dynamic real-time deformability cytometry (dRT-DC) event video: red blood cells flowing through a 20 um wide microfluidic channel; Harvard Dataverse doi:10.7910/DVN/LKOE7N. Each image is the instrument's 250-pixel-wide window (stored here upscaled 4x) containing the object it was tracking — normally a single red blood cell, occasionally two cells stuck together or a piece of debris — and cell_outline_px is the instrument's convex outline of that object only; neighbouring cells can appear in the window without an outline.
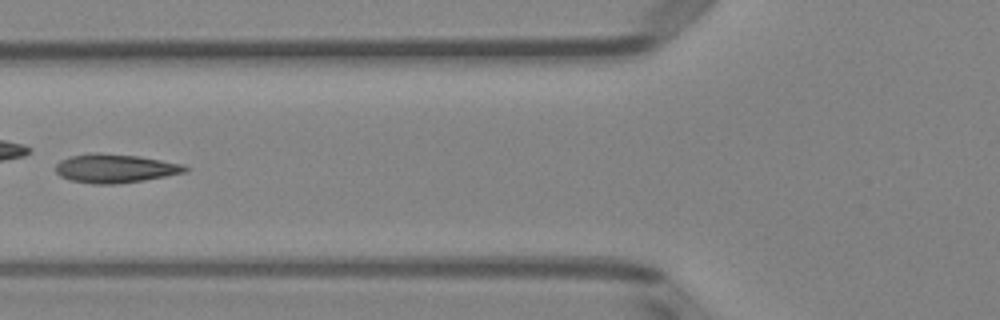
{"species": "Egyptian fruit bat (a non-hibernating species)", "species_latin": "Rousettus aegyptiacus", "temperature_condition": "room temperature", "stored_images_in_passage": 5, "camera_frame_rate_fps": 3000, "um_per_image_px": 0.085, "animal": {"sex": "female"}, "frame": {"image": 1, "passage_image": 4, "time_ms": 3.667, "image_size_px": [1000, 320], "cell_outline_px": [[188, 172], [144, 180], [116, 184], [92, 184], [68, 180], [60, 176], [56, 172], [56, 164], [60, 160], [68, 156], [92, 152], [96, 152], [136, 156], [184, 164], [188, 168]], "centroid_in_image_um": [9.75, 14.31], "position_along_channel_um": 116.1, "area_um2": 21.85}}
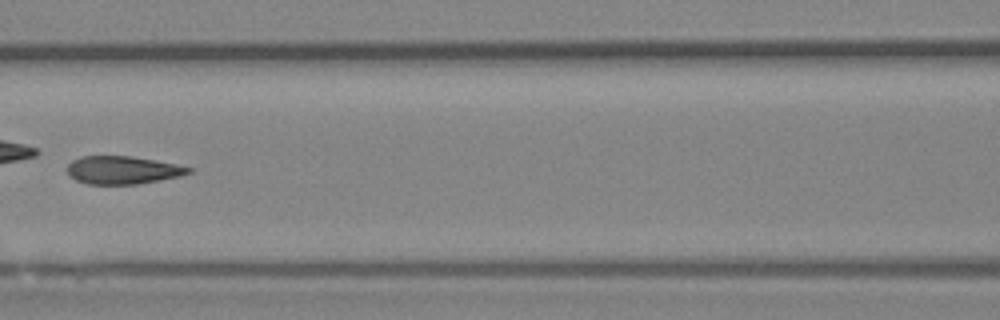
{"frame": {"image": 2, "passage_image": 5, "time_ms": 4.667, "image_size_px": [1000, 320], "cell_outline_px": [[192, 172], [180, 176], [160, 180], [136, 184], [88, 184], [76, 180], [68, 176], [68, 164], [72, 160], [80, 156], [128, 156], [176, 164], [192, 168]], "centroid_in_image_um": [10.4, 14.46], "position_along_channel_um": 156.2, "area_um2": 19.65}}